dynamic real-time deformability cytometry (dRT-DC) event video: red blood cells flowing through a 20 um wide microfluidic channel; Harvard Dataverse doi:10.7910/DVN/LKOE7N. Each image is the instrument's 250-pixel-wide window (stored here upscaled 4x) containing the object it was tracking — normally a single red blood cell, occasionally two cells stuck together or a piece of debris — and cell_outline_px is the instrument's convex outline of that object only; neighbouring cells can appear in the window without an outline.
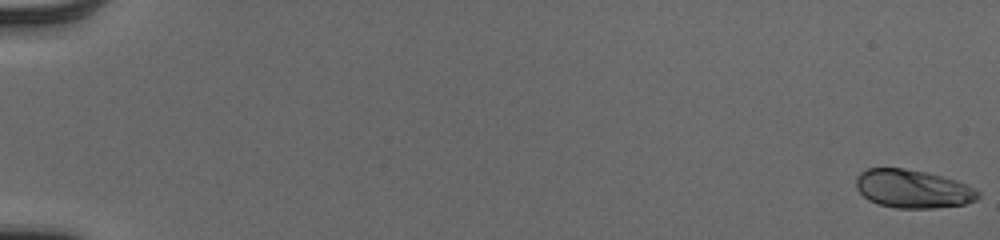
{"species": "human", "species_latin": "Homo sapiens", "temperature_condition": "cold", "stored_images_in_passage": 55, "camera_frame_rate_fps": 3000, "um_per_image_px": 0.085, "donor": {"sex": "male"}, "frame": {"image": 1, "passage_image": 1, "time_ms": 0.0, "image_size_px": [1000, 240], "cell_outline_px": [[980, 196], [976, 200], [964, 204], [932, 208], [896, 208], [876, 204], [868, 200], [856, 188], [856, 176], [860, 172], [868, 168], [904, 168], [924, 172], [940, 176], [976, 188], [980, 192]], "centroid_in_image_um": [77.55, 16.06], "position_along_channel_um": 7.4, "area_um2": 27.17}}
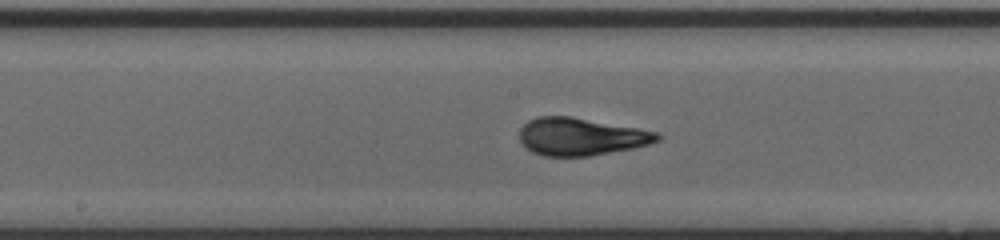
{"frame": {"image": 2, "passage_image": 31, "time_ms": 10.0, "image_size_px": [1000, 240], "cell_outline_px": [[664, 136], [660, 140], [648, 144], [632, 148], [588, 156], [544, 156], [532, 152], [520, 140], [520, 128], [528, 120], [536, 116], [572, 116], [660, 132]], "centroid_in_image_um": [49.4, 11.6], "position_along_channel_um": 198.8, "area_um2": 30.23}}
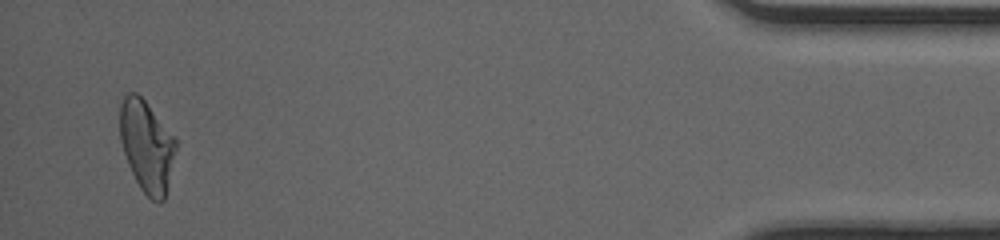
{"frame": {"image": 3, "passage_image": 53, "time_ms": 17.333, "image_size_px": [1000, 240], "cell_outline_px": [[176, 148], [164, 200], [160, 204], [152, 200], [140, 188], [128, 164], [120, 140], [120, 104], [124, 96], [128, 92], [136, 92], [144, 100], [176, 136]], "centroid_in_image_um": [12.47, 12.39], "position_along_channel_um": 422.7, "area_um2": 29.71}, "authors_computed_cell_mechanics": {"area_um2": 29.3624, "velocity_mm_per_s": 3.9872, "shape_relaxation_time_tau1_ms": 3.8506, "shape_relaxation_time_tau2_ms": null, "deformation_change_tau1": 0.1788, "deformation_change_tau2": null}}